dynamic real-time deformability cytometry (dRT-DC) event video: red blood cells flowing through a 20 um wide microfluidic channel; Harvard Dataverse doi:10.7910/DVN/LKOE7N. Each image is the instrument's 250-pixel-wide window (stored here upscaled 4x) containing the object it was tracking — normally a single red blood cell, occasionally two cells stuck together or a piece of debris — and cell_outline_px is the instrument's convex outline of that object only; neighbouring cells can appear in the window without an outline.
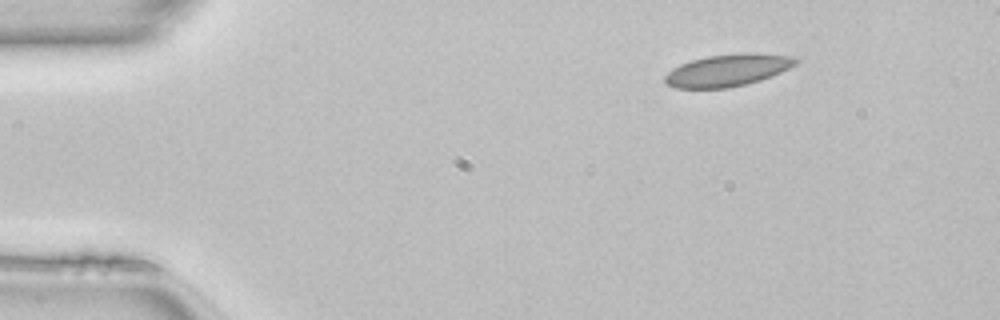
{"species": "common noctule bat (a hibernating species)", "species_latin": "Nyctalus noctula", "temperature_condition": "room temperature", "stored_images_in_passage": 8, "camera_frame_rate_fps": 3000, "um_per_image_px": 0.085, "animal": {"sex": "female", "body_mass_g": 22.7, "forearm_length_mm": 54.2}, "frame": {"image": 1, "passage_image": 1, "time_ms": 0.0, "image_size_px": [1000, 320], "cell_outline_px": [[800, 60], [796, 64], [772, 76], [760, 80], [728, 88], [676, 88], [668, 84], [664, 80], [664, 76], [672, 68], [680, 64], [692, 60], [708, 56], [744, 52], [756, 52], [792, 56]], "centroid_in_image_um": [61.87, 5.95], "position_along_channel_um": 23.1, "area_um2": 24.51}}